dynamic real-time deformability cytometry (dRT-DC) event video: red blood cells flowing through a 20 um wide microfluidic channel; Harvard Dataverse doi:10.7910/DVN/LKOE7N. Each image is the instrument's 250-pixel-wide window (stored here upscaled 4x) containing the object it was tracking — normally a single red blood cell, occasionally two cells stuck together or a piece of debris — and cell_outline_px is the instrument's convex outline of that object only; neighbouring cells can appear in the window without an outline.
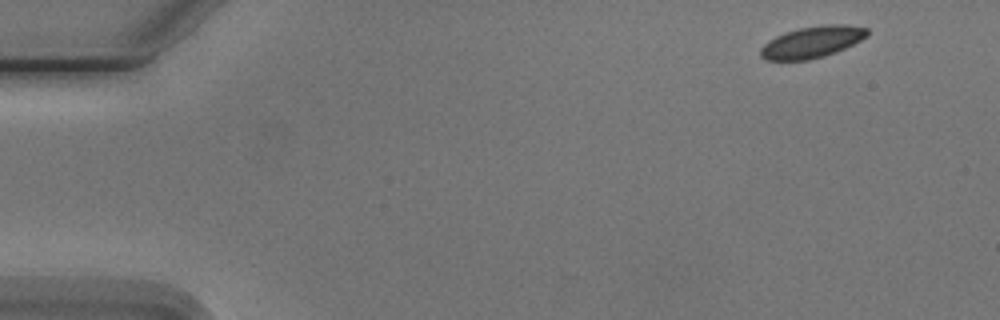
{"species": "Egyptian fruit bat (a non-hibernating species)", "species_latin": "Rousettus aegyptiacus", "temperature_condition": "cold", "stored_images_in_passage": 5, "camera_frame_rate_fps": 3000, "um_per_image_px": 0.085, "animal": {"sex": "male"}, "frame": {"image": 1, "passage_image": 1, "time_ms": 0.0, "image_size_px": [1000, 320], "cell_outline_px": [[868, 36], [836, 52], [824, 56], [808, 60], [764, 60], [760, 56], [760, 48], [768, 40], [784, 32], [800, 28], [824, 24], [844, 24], [868, 28]], "centroid_in_image_um": [69.0, 3.57], "position_along_channel_um": 16.0, "area_um2": 19.65}}
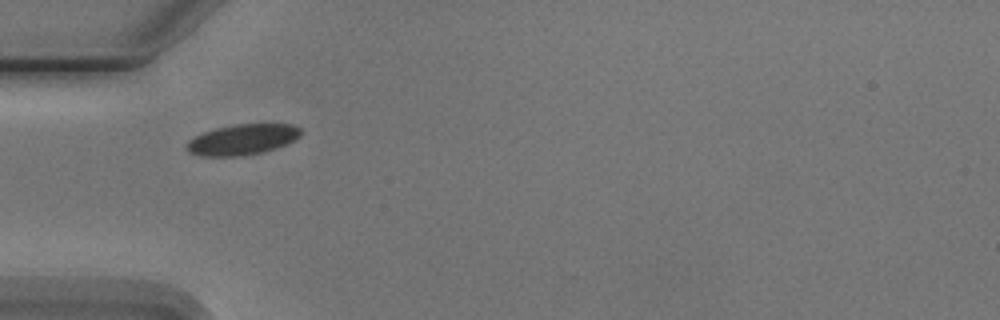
{"frame": {"image": 2, "passage_image": 4, "time_ms": 4.333, "image_size_px": [1000, 320], "cell_outline_px": [[300, 136], [284, 144], [260, 152], [240, 156], [200, 156], [188, 152], [184, 148], [184, 144], [188, 140], [204, 132], [216, 128], [236, 124], [292, 124], [300, 128]], "centroid_in_image_um": [20.52, 11.86], "position_along_channel_um": 64.5, "area_um2": 20.11}}